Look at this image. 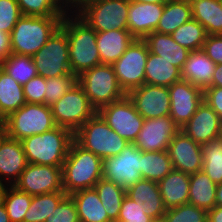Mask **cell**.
Wrapping results in <instances>:
<instances>
[{"mask_svg":"<svg viewBox=\"0 0 222 222\" xmlns=\"http://www.w3.org/2000/svg\"><path fill=\"white\" fill-rule=\"evenodd\" d=\"M60 27L68 38L72 74L78 77L84 71L101 64L96 43L97 33L79 15L66 12Z\"/></svg>","mask_w":222,"mask_h":222,"instance_id":"cell-1","label":"cell"},{"mask_svg":"<svg viewBox=\"0 0 222 222\" xmlns=\"http://www.w3.org/2000/svg\"><path fill=\"white\" fill-rule=\"evenodd\" d=\"M103 160L72 141L62 166L63 190L67 195L94 188L103 178Z\"/></svg>","mask_w":222,"mask_h":222,"instance_id":"cell-2","label":"cell"},{"mask_svg":"<svg viewBox=\"0 0 222 222\" xmlns=\"http://www.w3.org/2000/svg\"><path fill=\"white\" fill-rule=\"evenodd\" d=\"M73 140L71 130L56 126L42 134L26 137L21 142L28 163L63 166Z\"/></svg>","mask_w":222,"mask_h":222,"instance_id":"cell-3","label":"cell"},{"mask_svg":"<svg viewBox=\"0 0 222 222\" xmlns=\"http://www.w3.org/2000/svg\"><path fill=\"white\" fill-rule=\"evenodd\" d=\"M62 19L23 15L10 33L11 53L33 56L60 27Z\"/></svg>","mask_w":222,"mask_h":222,"instance_id":"cell-4","label":"cell"},{"mask_svg":"<svg viewBox=\"0 0 222 222\" xmlns=\"http://www.w3.org/2000/svg\"><path fill=\"white\" fill-rule=\"evenodd\" d=\"M74 140L102 160L118 155L130 143L111 129L98 113L74 133Z\"/></svg>","mask_w":222,"mask_h":222,"instance_id":"cell-5","label":"cell"},{"mask_svg":"<svg viewBox=\"0 0 222 222\" xmlns=\"http://www.w3.org/2000/svg\"><path fill=\"white\" fill-rule=\"evenodd\" d=\"M78 84L97 111L126 96L111 64H100L84 71L78 76Z\"/></svg>","mask_w":222,"mask_h":222,"instance_id":"cell-6","label":"cell"},{"mask_svg":"<svg viewBox=\"0 0 222 222\" xmlns=\"http://www.w3.org/2000/svg\"><path fill=\"white\" fill-rule=\"evenodd\" d=\"M56 127L51 106L26 103L4 120L5 134L16 140L42 134Z\"/></svg>","mask_w":222,"mask_h":222,"instance_id":"cell-7","label":"cell"},{"mask_svg":"<svg viewBox=\"0 0 222 222\" xmlns=\"http://www.w3.org/2000/svg\"><path fill=\"white\" fill-rule=\"evenodd\" d=\"M51 109L56 126L68 128L73 133L97 113L78 83L55 102Z\"/></svg>","mask_w":222,"mask_h":222,"instance_id":"cell-8","label":"cell"},{"mask_svg":"<svg viewBox=\"0 0 222 222\" xmlns=\"http://www.w3.org/2000/svg\"><path fill=\"white\" fill-rule=\"evenodd\" d=\"M32 59L37 74L44 78L71 74L66 32L59 27Z\"/></svg>","mask_w":222,"mask_h":222,"instance_id":"cell-9","label":"cell"},{"mask_svg":"<svg viewBox=\"0 0 222 222\" xmlns=\"http://www.w3.org/2000/svg\"><path fill=\"white\" fill-rule=\"evenodd\" d=\"M148 55L149 48L146 41L135 38L124 54L112 64L118 83L126 94L145 84Z\"/></svg>","mask_w":222,"mask_h":222,"instance_id":"cell-10","label":"cell"},{"mask_svg":"<svg viewBox=\"0 0 222 222\" xmlns=\"http://www.w3.org/2000/svg\"><path fill=\"white\" fill-rule=\"evenodd\" d=\"M129 0H104L87 7L79 16L94 31L128 30Z\"/></svg>","mask_w":222,"mask_h":222,"instance_id":"cell-11","label":"cell"},{"mask_svg":"<svg viewBox=\"0 0 222 222\" xmlns=\"http://www.w3.org/2000/svg\"><path fill=\"white\" fill-rule=\"evenodd\" d=\"M97 113L111 129L130 143L137 139L142 129L144 118L136 111L127 95L100 108Z\"/></svg>","mask_w":222,"mask_h":222,"instance_id":"cell-12","label":"cell"},{"mask_svg":"<svg viewBox=\"0 0 222 222\" xmlns=\"http://www.w3.org/2000/svg\"><path fill=\"white\" fill-rule=\"evenodd\" d=\"M142 151L129 143L118 155L103 160V178L127 189L139 181Z\"/></svg>","mask_w":222,"mask_h":222,"instance_id":"cell-13","label":"cell"},{"mask_svg":"<svg viewBox=\"0 0 222 222\" xmlns=\"http://www.w3.org/2000/svg\"><path fill=\"white\" fill-rule=\"evenodd\" d=\"M14 186L29 195L64 192L62 166L28 163Z\"/></svg>","mask_w":222,"mask_h":222,"instance_id":"cell-14","label":"cell"},{"mask_svg":"<svg viewBox=\"0 0 222 222\" xmlns=\"http://www.w3.org/2000/svg\"><path fill=\"white\" fill-rule=\"evenodd\" d=\"M126 95L144 119L170 115L171 102L168 87L143 84L130 90Z\"/></svg>","mask_w":222,"mask_h":222,"instance_id":"cell-15","label":"cell"},{"mask_svg":"<svg viewBox=\"0 0 222 222\" xmlns=\"http://www.w3.org/2000/svg\"><path fill=\"white\" fill-rule=\"evenodd\" d=\"M180 129L170 116L144 119L142 129L133 144L144 152L167 150Z\"/></svg>","mask_w":222,"mask_h":222,"instance_id":"cell-16","label":"cell"},{"mask_svg":"<svg viewBox=\"0 0 222 222\" xmlns=\"http://www.w3.org/2000/svg\"><path fill=\"white\" fill-rule=\"evenodd\" d=\"M168 88L171 102L169 116L181 128L203 102V90L186 80L175 82Z\"/></svg>","mask_w":222,"mask_h":222,"instance_id":"cell-17","label":"cell"},{"mask_svg":"<svg viewBox=\"0 0 222 222\" xmlns=\"http://www.w3.org/2000/svg\"><path fill=\"white\" fill-rule=\"evenodd\" d=\"M172 167L187 174L202 170V145L194 142L183 131H179L169 143L167 148Z\"/></svg>","mask_w":222,"mask_h":222,"instance_id":"cell-18","label":"cell"},{"mask_svg":"<svg viewBox=\"0 0 222 222\" xmlns=\"http://www.w3.org/2000/svg\"><path fill=\"white\" fill-rule=\"evenodd\" d=\"M194 142L205 145L222 135V122L218 114L204 101L190 120L180 129Z\"/></svg>","mask_w":222,"mask_h":222,"instance_id":"cell-19","label":"cell"},{"mask_svg":"<svg viewBox=\"0 0 222 222\" xmlns=\"http://www.w3.org/2000/svg\"><path fill=\"white\" fill-rule=\"evenodd\" d=\"M27 165L22 142L4 134L0 139V182L14 186Z\"/></svg>","mask_w":222,"mask_h":222,"instance_id":"cell-20","label":"cell"},{"mask_svg":"<svg viewBox=\"0 0 222 222\" xmlns=\"http://www.w3.org/2000/svg\"><path fill=\"white\" fill-rule=\"evenodd\" d=\"M164 4L130 2L128 31L137 39L154 32L162 16Z\"/></svg>","mask_w":222,"mask_h":222,"instance_id":"cell-21","label":"cell"},{"mask_svg":"<svg viewBox=\"0 0 222 222\" xmlns=\"http://www.w3.org/2000/svg\"><path fill=\"white\" fill-rule=\"evenodd\" d=\"M215 66L202 49L191 51L181 70V78L204 91L211 87Z\"/></svg>","mask_w":222,"mask_h":222,"instance_id":"cell-22","label":"cell"},{"mask_svg":"<svg viewBox=\"0 0 222 222\" xmlns=\"http://www.w3.org/2000/svg\"><path fill=\"white\" fill-rule=\"evenodd\" d=\"M126 196L135 202H143L147 215L155 221H162L166 208L157 182L141 178L126 189Z\"/></svg>","mask_w":222,"mask_h":222,"instance_id":"cell-23","label":"cell"},{"mask_svg":"<svg viewBox=\"0 0 222 222\" xmlns=\"http://www.w3.org/2000/svg\"><path fill=\"white\" fill-rule=\"evenodd\" d=\"M158 186L166 210L188 203L190 174L173 169Z\"/></svg>","mask_w":222,"mask_h":222,"instance_id":"cell-24","label":"cell"},{"mask_svg":"<svg viewBox=\"0 0 222 222\" xmlns=\"http://www.w3.org/2000/svg\"><path fill=\"white\" fill-rule=\"evenodd\" d=\"M135 37L128 30L97 32V48L101 64H113L127 50Z\"/></svg>","mask_w":222,"mask_h":222,"instance_id":"cell-25","label":"cell"},{"mask_svg":"<svg viewBox=\"0 0 222 222\" xmlns=\"http://www.w3.org/2000/svg\"><path fill=\"white\" fill-rule=\"evenodd\" d=\"M144 40L148 45L149 52L161 56L171 65L182 70L190 51L176 43L171 35L154 31L148 34Z\"/></svg>","mask_w":222,"mask_h":222,"instance_id":"cell-26","label":"cell"},{"mask_svg":"<svg viewBox=\"0 0 222 222\" xmlns=\"http://www.w3.org/2000/svg\"><path fill=\"white\" fill-rule=\"evenodd\" d=\"M74 200L80 222L112 221L104 209L95 188H87L70 195Z\"/></svg>","mask_w":222,"mask_h":222,"instance_id":"cell-27","label":"cell"},{"mask_svg":"<svg viewBox=\"0 0 222 222\" xmlns=\"http://www.w3.org/2000/svg\"><path fill=\"white\" fill-rule=\"evenodd\" d=\"M193 19L207 35H222V4L220 0H190Z\"/></svg>","mask_w":222,"mask_h":222,"instance_id":"cell-28","label":"cell"},{"mask_svg":"<svg viewBox=\"0 0 222 222\" xmlns=\"http://www.w3.org/2000/svg\"><path fill=\"white\" fill-rule=\"evenodd\" d=\"M182 80L181 70L161 56L149 52L145 66V84L170 87Z\"/></svg>","mask_w":222,"mask_h":222,"instance_id":"cell-29","label":"cell"},{"mask_svg":"<svg viewBox=\"0 0 222 222\" xmlns=\"http://www.w3.org/2000/svg\"><path fill=\"white\" fill-rule=\"evenodd\" d=\"M216 187L217 184L203 170L190 174L188 203L207 211L213 209L216 206Z\"/></svg>","mask_w":222,"mask_h":222,"instance_id":"cell-30","label":"cell"},{"mask_svg":"<svg viewBox=\"0 0 222 222\" xmlns=\"http://www.w3.org/2000/svg\"><path fill=\"white\" fill-rule=\"evenodd\" d=\"M192 18L189 0H169L164 4V10L155 31L171 35Z\"/></svg>","mask_w":222,"mask_h":222,"instance_id":"cell-31","label":"cell"},{"mask_svg":"<svg viewBox=\"0 0 222 222\" xmlns=\"http://www.w3.org/2000/svg\"><path fill=\"white\" fill-rule=\"evenodd\" d=\"M25 104L23 85L0 68V115L5 119Z\"/></svg>","mask_w":222,"mask_h":222,"instance_id":"cell-32","label":"cell"},{"mask_svg":"<svg viewBox=\"0 0 222 222\" xmlns=\"http://www.w3.org/2000/svg\"><path fill=\"white\" fill-rule=\"evenodd\" d=\"M173 170L167 150L142 151L140 155V173L142 179L159 182Z\"/></svg>","mask_w":222,"mask_h":222,"instance_id":"cell-33","label":"cell"},{"mask_svg":"<svg viewBox=\"0 0 222 222\" xmlns=\"http://www.w3.org/2000/svg\"><path fill=\"white\" fill-rule=\"evenodd\" d=\"M94 188L108 217L112 221H117L123 198L126 196V189L104 178H101Z\"/></svg>","mask_w":222,"mask_h":222,"instance_id":"cell-34","label":"cell"},{"mask_svg":"<svg viewBox=\"0 0 222 222\" xmlns=\"http://www.w3.org/2000/svg\"><path fill=\"white\" fill-rule=\"evenodd\" d=\"M67 196L65 192H54L32 196L31 204L23 222H45L57 205Z\"/></svg>","mask_w":222,"mask_h":222,"instance_id":"cell-35","label":"cell"},{"mask_svg":"<svg viewBox=\"0 0 222 222\" xmlns=\"http://www.w3.org/2000/svg\"><path fill=\"white\" fill-rule=\"evenodd\" d=\"M0 68L21 85L38 75L32 56L27 55L11 53L0 64Z\"/></svg>","mask_w":222,"mask_h":222,"instance_id":"cell-36","label":"cell"},{"mask_svg":"<svg viewBox=\"0 0 222 222\" xmlns=\"http://www.w3.org/2000/svg\"><path fill=\"white\" fill-rule=\"evenodd\" d=\"M171 37L176 43L191 52L202 49L207 32L198 21L192 18L175 30Z\"/></svg>","mask_w":222,"mask_h":222,"instance_id":"cell-37","label":"cell"},{"mask_svg":"<svg viewBox=\"0 0 222 222\" xmlns=\"http://www.w3.org/2000/svg\"><path fill=\"white\" fill-rule=\"evenodd\" d=\"M202 170L215 183H222V135L202 145Z\"/></svg>","mask_w":222,"mask_h":222,"instance_id":"cell-38","label":"cell"},{"mask_svg":"<svg viewBox=\"0 0 222 222\" xmlns=\"http://www.w3.org/2000/svg\"><path fill=\"white\" fill-rule=\"evenodd\" d=\"M24 16L64 17L66 10L56 0H17Z\"/></svg>","mask_w":222,"mask_h":222,"instance_id":"cell-39","label":"cell"},{"mask_svg":"<svg viewBox=\"0 0 222 222\" xmlns=\"http://www.w3.org/2000/svg\"><path fill=\"white\" fill-rule=\"evenodd\" d=\"M32 201V195L19 191L15 186L7 189L4 206L11 222H23Z\"/></svg>","mask_w":222,"mask_h":222,"instance_id":"cell-40","label":"cell"},{"mask_svg":"<svg viewBox=\"0 0 222 222\" xmlns=\"http://www.w3.org/2000/svg\"><path fill=\"white\" fill-rule=\"evenodd\" d=\"M77 83L78 77L72 73L54 78H46L45 105L52 106Z\"/></svg>","mask_w":222,"mask_h":222,"instance_id":"cell-41","label":"cell"},{"mask_svg":"<svg viewBox=\"0 0 222 222\" xmlns=\"http://www.w3.org/2000/svg\"><path fill=\"white\" fill-rule=\"evenodd\" d=\"M207 216V210L186 203L166 210L162 222H207Z\"/></svg>","mask_w":222,"mask_h":222,"instance_id":"cell-42","label":"cell"},{"mask_svg":"<svg viewBox=\"0 0 222 222\" xmlns=\"http://www.w3.org/2000/svg\"><path fill=\"white\" fill-rule=\"evenodd\" d=\"M116 222H156L147 215V211L141 201H133L125 196Z\"/></svg>","mask_w":222,"mask_h":222,"instance_id":"cell-43","label":"cell"},{"mask_svg":"<svg viewBox=\"0 0 222 222\" xmlns=\"http://www.w3.org/2000/svg\"><path fill=\"white\" fill-rule=\"evenodd\" d=\"M22 16L17 0H0V31L10 34Z\"/></svg>","mask_w":222,"mask_h":222,"instance_id":"cell-44","label":"cell"},{"mask_svg":"<svg viewBox=\"0 0 222 222\" xmlns=\"http://www.w3.org/2000/svg\"><path fill=\"white\" fill-rule=\"evenodd\" d=\"M45 222H80L77 207L72 197L67 195Z\"/></svg>","mask_w":222,"mask_h":222,"instance_id":"cell-45","label":"cell"},{"mask_svg":"<svg viewBox=\"0 0 222 222\" xmlns=\"http://www.w3.org/2000/svg\"><path fill=\"white\" fill-rule=\"evenodd\" d=\"M26 103L45 104L46 78L37 75L23 85Z\"/></svg>","mask_w":222,"mask_h":222,"instance_id":"cell-46","label":"cell"},{"mask_svg":"<svg viewBox=\"0 0 222 222\" xmlns=\"http://www.w3.org/2000/svg\"><path fill=\"white\" fill-rule=\"evenodd\" d=\"M202 50L216 64L222 63V35H207Z\"/></svg>","mask_w":222,"mask_h":222,"instance_id":"cell-47","label":"cell"},{"mask_svg":"<svg viewBox=\"0 0 222 222\" xmlns=\"http://www.w3.org/2000/svg\"><path fill=\"white\" fill-rule=\"evenodd\" d=\"M203 101L219 116L222 122V87H208L203 91Z\"/></svg>","mask_w":222,"mask_h":222,"instance_id":"cell-48","label":"cell"},{"mask_svg":"<svg viewBox=\"0 0 222 222\" xmlns=\"http://www.w3.org/2000/svg\"><path fill=\"white\" fill-rule=\"evenodd\" d=\"M104 0H70L67 13L73 15H80L87 7L99 3Z\"/></svg>","mask_w":222,"mask_h":222,"instance_id":"cell-49","label":"cell"},{"mask_svg":"<svg viewBox=\"0 0 222 222\" xmlns=\"http://www.w3.org/2000/svg\"><path fill=\"white\" fill-rule=\"evenodd\" d=\"M10 34L0 31V64L11 54Z\"/></svg>","mask_w":222,"mask_h":222,"instance_id":"cell-50","label":"cell"},{"mask_svg":"<svg viewBox=\"0 0 222 222\" xmlns=\"http://www.w3.org/2000/svg\"><path fill=\"white\" fill-rule=\"evenodd\" d=\"M207 222H222V207L215 206L208 210Z\"/></svg>","mask_w":222,"mask_h":222,"instance_id":"cell-51","label":"cell"},{"mask_svg":"<svg viewBox=\"0 0 222 222\" xmlns=\"http://www.w3.org/2000/svg\"><path fill=\"white\" fill-rule=\"evenodd\" d=\"M211 87H222V63L216 64Z\"/></svg>","mask_w":222,"mask_h":222,"instance_id":"cell-52","label":"cell"},{"mask_svg":"<svg viewBox=\"0 0 222 222\" xmlns=\"http://www.w3.org/2000/svg\"><path fill=\"white\" fill-rule=\"evenodd\" d=\"M7 185V186H6ZM10 185L0 182V207L4 206L7 189Z\"/></svg>","mask_w":222,"mask_h":222,"instance_id":"cell-53","label":"cell"},{"mask_svg":"<svg viewBox=\"0 0 222 222\" xmlns=\"http://www.w3.org/2000/svg\"><path fill=\"white\" fill-rule=\"evenodd\" d=\"M215 197H216V206L222 207V183L217 184Z\"/></svg>","mask_w":222,"mask_h":222,"instance_id":"cell-54","label":"cell"},{"mask_svg":"<svg viewBox=\"0 0 222 222\" xmlns=\"http://www.w3.org/2000/svg\"><path fill=\"white\" fill-rule=\"evenodd\" d=\"M0 222H11L5 206L0 207Z\"/></svg>","mask_w":222,"mask_h":222,"instance_id":"cell-55","label":"cell"},{"mask_svg":"<svg viewBox=\"0 0 222 222\" xmlns=\"http://www.w3.org/2000/svg\"><path fill=\"white\" fill-rule=\"evenodd\" d=\"M130 2L166 4L169 0H129Z\"/></svg>","mask_w":222,"mask_h":222,"instance_id":"cell-56","label":"cell"},{"mask_svg":"<svg viewBox=\"0 0 222 222\" xmlns=\"http://www.w3.org/2000/svg\"><path fill=\"white\" fill-rule=\"evenodd\" d=\"M65 10L68 9L70 0H56Z\"/></svg>","mask_w":222,"mask_h":222,"instance_id":"cell-57","label":"cell"},{"mask_svg":"<svg viewBox=\"0 0 222 222\" xmlns=\"http://www.w3.org/2000/svg\"><path fill=\"white\" fill-rule=\"evenodd\" d=\"M5 134V130H4V121H0V139L2 138V136Z\"/></svg>","mask_w":222,"mask_h":222,"instance_id":"cell-58","label":"cell"},{"mask_svg":"<svg viewBox=\"0 0 222 222\" xmlns=\"http://www.w3.org/2000/svg\"><path fill=\"white\" fill-rule=\"evenodd\" d=\"M5 119L0 115V121H4Z\"/></svg>","mask_w":222,"mask_h":222,"instance_id":"cell-59","label":"cell"}]
</instances>
